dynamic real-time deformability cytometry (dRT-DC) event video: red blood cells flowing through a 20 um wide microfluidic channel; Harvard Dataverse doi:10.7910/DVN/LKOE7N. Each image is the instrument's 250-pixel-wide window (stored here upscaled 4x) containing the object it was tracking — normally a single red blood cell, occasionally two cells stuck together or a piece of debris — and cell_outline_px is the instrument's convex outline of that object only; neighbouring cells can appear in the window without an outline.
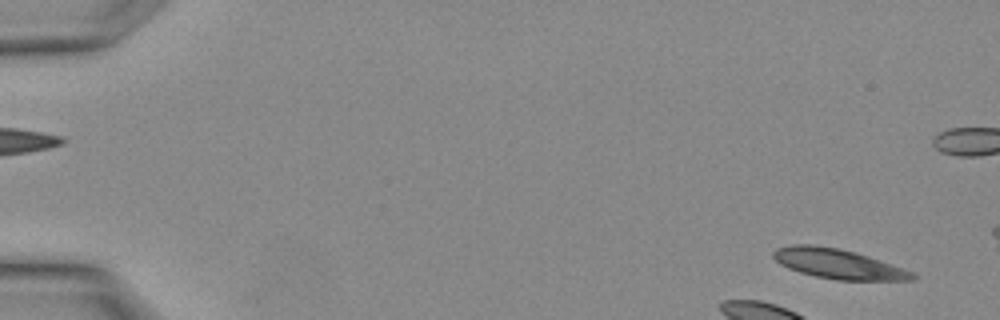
{"species": "Egyptian fruit bat (a non-hibernating species)", "species_latin": "Rousettus aegyptiacus", "temperature_condition": "warm", "stored_images_in_passage": 25, "camera_frame_rate_fps": 3000, "um_per_image_px": 0.085, "animal": {"sex": "female"}, "frame": {"image": 1, "passage_image": 1, "time_ms": 0.0, "image_size_px": [1000, 320], "cell_outline_px": [[916, 280], [836, 280], [816, 276], [800, 272], [788, 268], [780, 264], [772, 256], [772, 252], [776, 248], [792, 244], [812, 244], [836, 248], [856, 252], [880, 260], [912, 272], [916, 276]], "centroid_in_image_um": [71.2, 22.42], "position_along_channel_um": 13.8, "area_um2": 23.99}}